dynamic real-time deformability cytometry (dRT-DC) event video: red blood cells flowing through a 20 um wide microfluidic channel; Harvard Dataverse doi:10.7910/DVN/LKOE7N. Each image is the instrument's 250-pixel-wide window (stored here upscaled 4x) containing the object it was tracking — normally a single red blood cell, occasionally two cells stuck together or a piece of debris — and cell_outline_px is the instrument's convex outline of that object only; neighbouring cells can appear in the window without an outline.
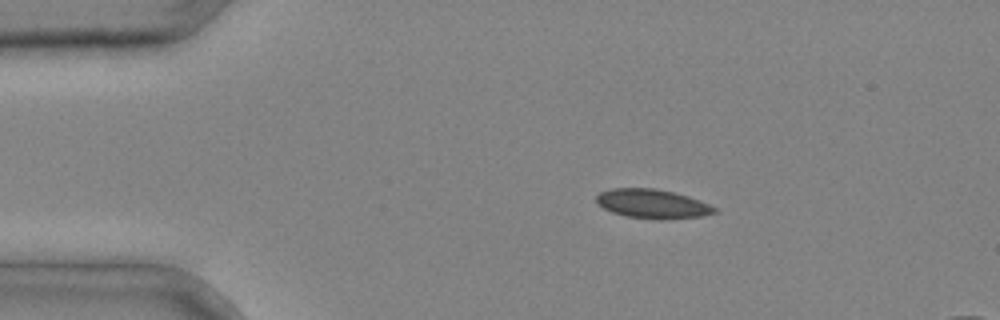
{"species": "common noctule bat (a hibernating species)", "species_latin": "Nyctalus noctula", "temperature_condition": "cold", "stored_images_in_passage": 3, "segment_of_instrument_passage": [1, 2], "camera_frame_rate_fps": 3000, "um_per_image_px": 0.085, "animal": {"sex": "male", "body_mass_g": 20.4}, "frame": {"image": 1, "passage_image": 1, "time_ms": 0.0, "image_size_px": [1000, 320], "cell_outline_px": [[716, 212], [704, 216], [668, 220], [660, 220], [628, 216], [612, 212], [596, 204], [596, 196], [600, 192], [612, 188], [656, 188], [688, 196], [700, 200], [716, 208]], "centroid_in_image_um": [55.46, 17.33], "position_along_channel_um": 29.5, "area_um2": 20.17}}